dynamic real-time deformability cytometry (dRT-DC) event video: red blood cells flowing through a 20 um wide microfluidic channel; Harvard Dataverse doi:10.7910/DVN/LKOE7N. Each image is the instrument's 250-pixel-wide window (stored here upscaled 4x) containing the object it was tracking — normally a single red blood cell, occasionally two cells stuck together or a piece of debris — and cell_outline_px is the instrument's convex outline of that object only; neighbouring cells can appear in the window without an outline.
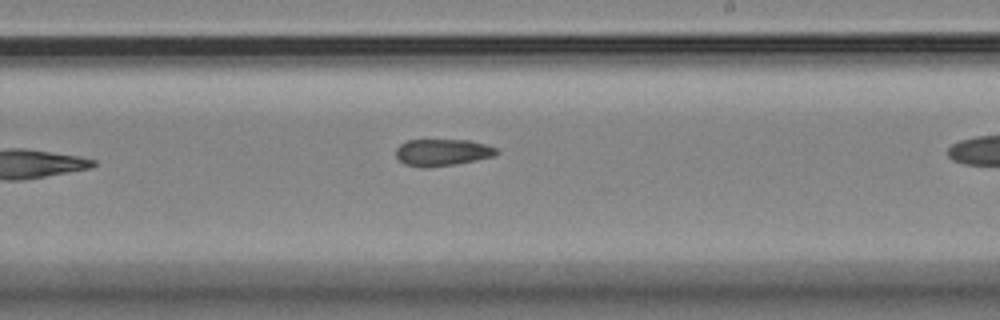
{"species": "Egyptian fruit bat (a non-hibernating species)", "species_latin": "Rousettus aegyptiacus", "temperature_condition": "room temperature", "stored_images_in_passage": 9, "camera_frame_rate_fps": 3000, "um_per_image_px": 0.085, "animal": {"sex": "female"}, "frame": {"image": 1, "passage_image": 8, "time_ms": 8.333, "image_size_px": [1000, 320], "cell_outline_px": [[500, 152], [492, 156], [476, 160], [456, 164], [428, 168], [420, 168], [404, 164], [396, 156], [396, 148], [400, 144], [408, 140], [468, 140], [484, 144], [496, 148]], "centroid_in_image_um": [37.56, 12.96], "position_along_channel_um": 251.4, "area_um2": 15.78}}